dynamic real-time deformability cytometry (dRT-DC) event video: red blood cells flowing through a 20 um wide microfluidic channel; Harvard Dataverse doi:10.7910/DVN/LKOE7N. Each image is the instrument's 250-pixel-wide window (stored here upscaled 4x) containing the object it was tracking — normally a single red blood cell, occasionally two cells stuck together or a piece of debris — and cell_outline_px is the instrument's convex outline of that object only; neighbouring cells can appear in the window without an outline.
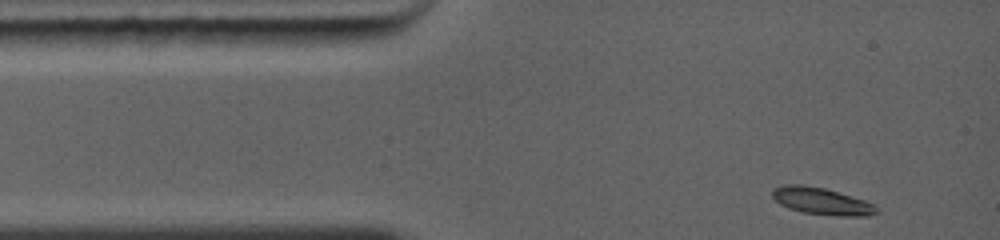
{"species": "common noctule bat (a hibernating species)", "species_latin": "Nyctalus noctula", "temperature_condition": "warm", "stored_images_in_passage": 23, "camera_frame_rate_fps": 5000, "um_per_image_px": 0.085, "animal": {"sex": "female", "body_mass_g": 19.0, "forearm_length_mm": 56.7}, "frame": {"image": 1, "passage_image": 1, "time_ms": 0.0, "image_size_px": [1000, 240], "cell_outline_px": [[880, 212], [868, 216], [836, 216], [804, 212], [788, 208], [780, 204], [772, 196], [772, 188], [784, 184], [804, 184], [824, 188], [864, 200], [872, 204]], "centroid_in_image_um": [69.81, 17.09], "position_along_channel_um": 15.2, "area_um2": 16.36}}
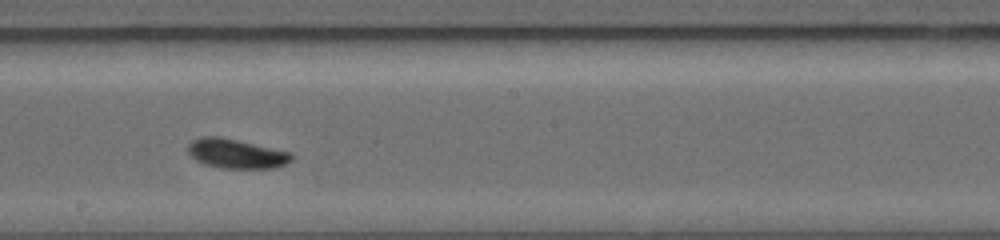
{"frame": {"image": 2, "passage_image": 14, "time_ms": 6.0, "image_size_px": [1000, 240], "cell_outline_px": [[296, 156], [292, 160], [276, 168], [220, 168], [204, 164], [196, 160], [188, 152], [188, 144], [192, 140], [204, 136], [220, 136], [292, 152]], "centroid_in_image_um": [20.11, 13.06], "position_along_channel_um": 228.1, "area_um2": 17.92}}
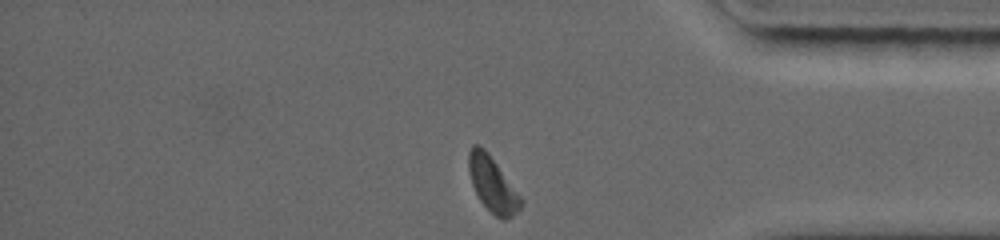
{"frame": {"image": 3, "passage_image": 23, "time_ms": 10.2, "image_size_px": [1000, 240], "cell_outline_px": [[524, 204], [512, 216], [504, 220], [500, 220], [480, 200], [472, 184], [468, 168], [468, 152], [472, 144], [480, 144], [488, 152], [524, 200]], "centroid_in_image_um": [41.87, 15.65], "position_along_channel_um": 393.3, "area_um2": 16.76}, "authors_computed_cell_mechanics": {"area_um2": 16.8776, "velocity_mm_per_s": 4.3273, "shape_relaxation_time_tau1_ms": 2.2259, "shape_relaxation_time_tau2_ms": 5.1375, "deformation_change_tau1": 0.0925, "deformation_change_tau2": 0.1132}}